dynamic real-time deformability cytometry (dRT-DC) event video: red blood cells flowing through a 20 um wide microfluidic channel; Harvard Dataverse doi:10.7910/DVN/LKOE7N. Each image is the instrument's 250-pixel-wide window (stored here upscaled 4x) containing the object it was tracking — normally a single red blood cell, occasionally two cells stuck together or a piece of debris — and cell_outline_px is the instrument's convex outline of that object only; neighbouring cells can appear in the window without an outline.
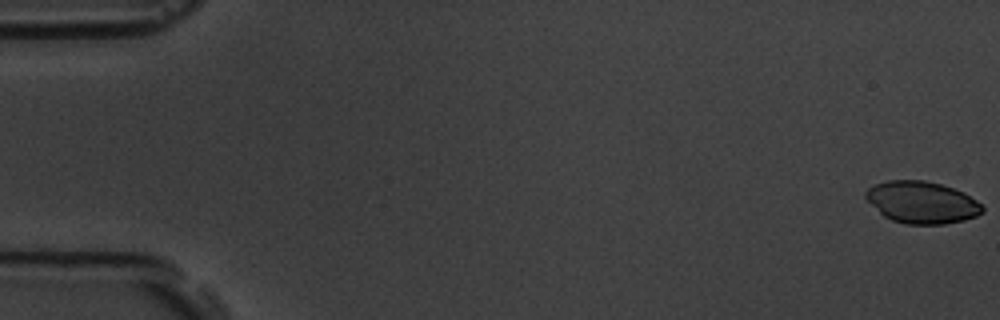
{"species": "common noctule bat (a hibernating species)", "species_latin": "Nyctalus noctula", "temperature_condition": "room temperature", "stored_images_in_passage": 5, "camera_frame_rate_fps": 3000, "um_per_image_px": 0.085, "animal": {"sex": "male", "body_mass_g": 19.5, "forearm_length_mm": 54.6}, "frame": {"image": 1, "passage_image": 1, "time_ms": 0.0, "image_size_px": [1000, 320], "cell_outline_px": [[984, 212], [976, 216], [964, 220], [944, 224], [904, 224], [892, 220], [884, 216], [864, 196], [864, 192], [868, 188], [876, 184], [888, 180], [924, 180], [940, 184], [964, 192], [976, 200], [984, 208]], "centroid_in_image_um": [78.37, 17.2], "position_along_channel_um": 6.6, "area_um2": 28.44}}